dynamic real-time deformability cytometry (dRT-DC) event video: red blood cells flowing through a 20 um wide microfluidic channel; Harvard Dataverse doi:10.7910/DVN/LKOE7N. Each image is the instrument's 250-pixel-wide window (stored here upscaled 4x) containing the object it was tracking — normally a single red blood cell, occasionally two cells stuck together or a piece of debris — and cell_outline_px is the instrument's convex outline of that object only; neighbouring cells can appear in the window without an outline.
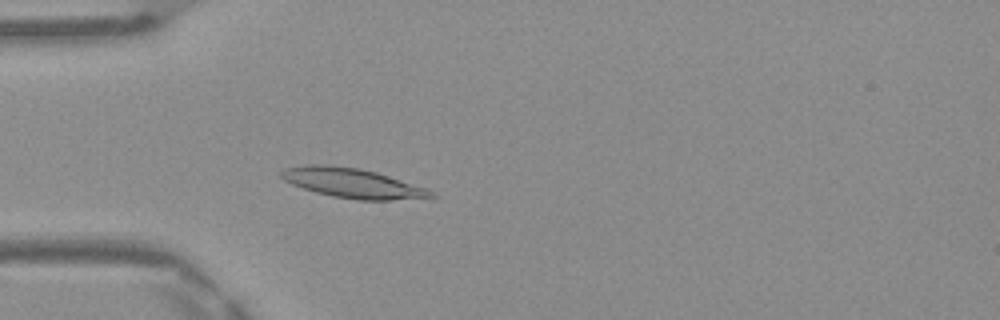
{"species": "Egyptian fruit bat (a non-hibernating species)", "species_latin": "Rousettus aegyptiacus", "temperature_condition": "warm", "stored_images_in_passage": 40, "camera_frame_rate_fps": 3000, "um_per_image_px": 0.085, "frame": {"image": 1, "passage_image": 5, "time_ms": 1.333, "image_size_px": [1000, 320], "cell_outline_px": [[436, 196], [392, 200], [356, 200], [332, 196], [316, 192], [292, 184], [284, 180], [280, 176], [280, 172], [284, 168], [304, 164], [328, 164], [360, 168], [376, 172], [428, 188]], "centroid_in_image_um": [29.92, 15.55], "position_along_channel_um": 55.1, "area_um2": 25.89}}
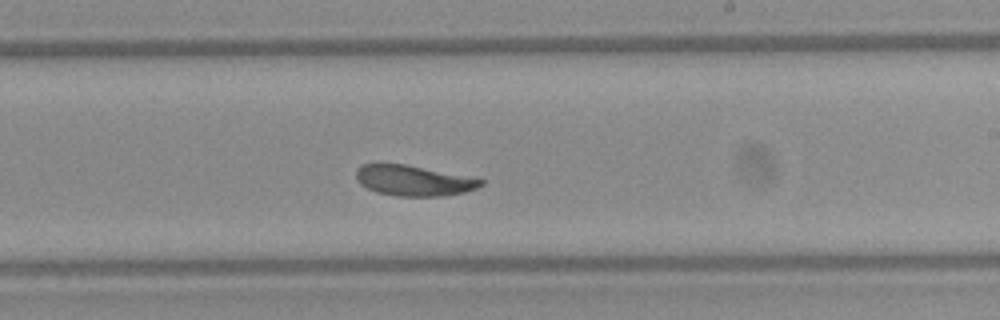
{"frame": {"image": 2, "passage_image": 20, "time_ms": 6.333, "image_size_px": [1000, 320], "cell_outline_px": [[484, 184], [476, 188], [464, 192], [444, 196], [396, 196], [376, 192], [360, 184], [356, 180], [356, 168], [360, 164], [376, 160], [404, 164], [484, 180]], "centroid_in_image_um": [35.02, 15.31], "position_along_channel_um": 254.0, "area_um2": 22.54}}
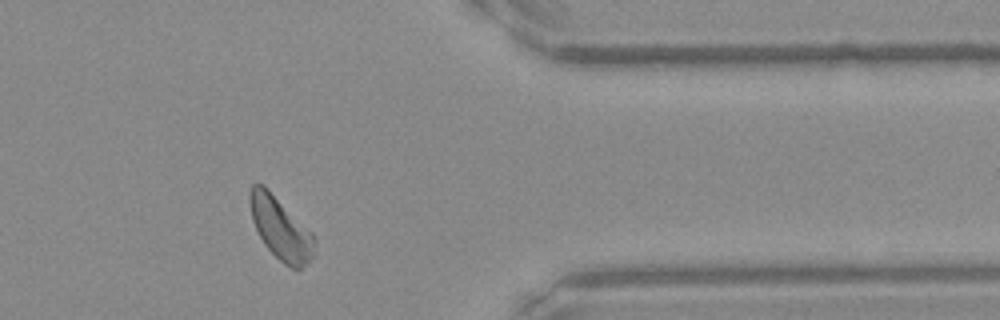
{"frame": {"image": 3, "passage_image": 31, "time_ms": 10.0, "image_size_px": [1000, 320], "cell_outline_px": [[316, 256], [300, 268], [292, 268], [284, 264], [264, 244], [252, 220], [248, 196], [248, 192], [252, 184], [256, 180], [264, 184], [312, 232], [316, 240]], "centroid_in_image_um": [23.86, 19.37], "position_along_channel_um": 387.5, "area_um2": 23.81}, "authors_computed_cell_mechanics": {"area_um2": 23.3801, "velocity_mm_per_s": 4.1204, "shape_relaxation_time_tau1_ms": 3.2179, "shape_relaxation_time_tau2_ms": 2.7059, "deformation_change_tau1": 0.1199, "deformation_change_tau2": 0.0886}}